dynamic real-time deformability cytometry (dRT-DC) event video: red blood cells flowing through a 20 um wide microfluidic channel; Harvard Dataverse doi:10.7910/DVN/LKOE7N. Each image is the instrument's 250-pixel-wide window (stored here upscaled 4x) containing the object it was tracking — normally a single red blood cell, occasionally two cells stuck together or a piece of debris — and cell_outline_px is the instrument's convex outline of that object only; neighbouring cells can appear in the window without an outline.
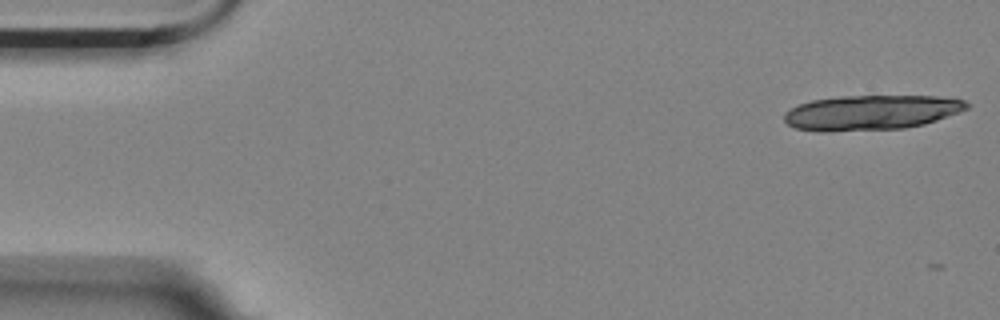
{"species": "Egyptian fruit bat (a non-hibernating species)", "species_latin": "Rousettus aegyptiacus", "temperature_condition": "room temperature", "stored_images_in_passage": 4, "camera_frame_rate_fps": 3000, "um_per_image_px": 0.085, "animal": {"sex": "female"}, "frame": {"image": 1, "passage_image": 1, "time_ms": 0.0, "image_size_px": [1000, 320], "cell_outline_px": [[972, 104], [968, 108], [960, 112], [924, 124], [904, 128], [828, 132], [820, 132], [796, 128], [788, 124], [784, 120], [784, 112], [800, 104], [812, 100], [840, 96], [936, 96], [964, 100]], "centroid_in_image_um": [74.05, 9.57], "position_along_channel_um": 10.9, "area_um2": 37.22}}